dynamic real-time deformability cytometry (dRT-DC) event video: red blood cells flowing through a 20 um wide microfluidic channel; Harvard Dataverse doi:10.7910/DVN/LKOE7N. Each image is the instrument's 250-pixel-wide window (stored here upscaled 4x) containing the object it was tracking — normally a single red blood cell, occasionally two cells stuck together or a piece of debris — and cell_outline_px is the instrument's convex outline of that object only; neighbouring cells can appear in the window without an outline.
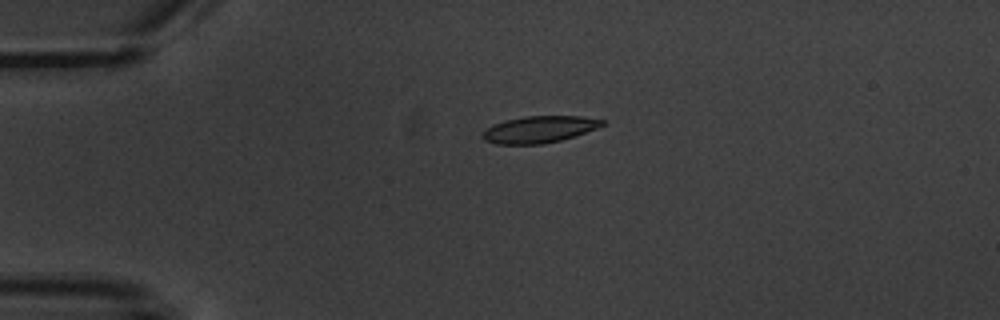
{"species": "common noctule bat (a hibernating species)", "species_latin": "Nyctalus noctula", "temperature_condition": "warm", "stored_images_in_passage": 4, "camera_frame_rate_fps": 3000, "um_per_image_px": 0.085, "animal": {"sex": "male", "body_mass_g": 20.1, "forearm_length_mm": 53.5}, "frame": {"image": 1, "passage_image": 3, "time_ms": 2.667, "image_size_px": [1000, 320], "cell_outline_px": [[604, 124], [596, 128], [560, 140], [544, 144], [496, 144], [484, 140], [480, 136], [492, 124], [504, 120], [524, 116], [580, 116], [604, 120]], "centroid_in_image_um": [45.78, 10.99], "position_along_channel_um": 39.2, "area_um2": 18.5}}